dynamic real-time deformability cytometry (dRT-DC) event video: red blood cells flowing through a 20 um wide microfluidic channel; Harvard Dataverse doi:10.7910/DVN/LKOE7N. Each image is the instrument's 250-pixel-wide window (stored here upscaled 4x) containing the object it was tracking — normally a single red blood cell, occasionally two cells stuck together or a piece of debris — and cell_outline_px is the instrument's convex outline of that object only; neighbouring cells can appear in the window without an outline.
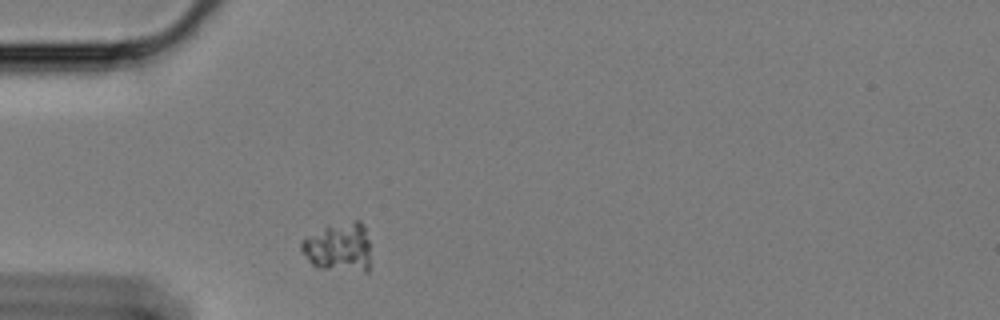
{"species": "Egyptian fruit bat (a non-hibernating species)", "species_latin": "Rousettus aegyptiacus", "temperature_condition": "cold", "stored_images_in_passage": 46, "camera_frame_rate_fps": 3000, "um_per_image_px": 0.085, "animal": {"sex": "female"}, "frame": {"image": 1, "passage_image": 3, "time_ms": 0.667, "image_size_px": [1000, 320], "cell_outline_px": [[368, 272], [364, 272], [320, 268], [312, 264], [308, 260], [300, 248], [300, 244], [304, 236], [324, 228], [356, 220], [360, 220], [364, 224], [368, 240]], "centroid_in_image_um": [28.76, 21.02], "position_along_channel_um": 56.2, "area_um2": 19.59}}
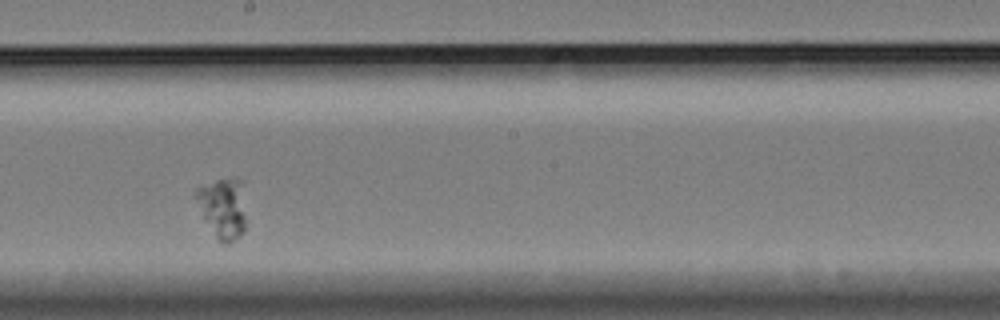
{"frame": {"image": 2, "passage_image": 20, "time_ms": 6.333, "image_size_px": [1000, 320], "cell_outline_px": [[244, 232], [236, 240], [224, 244], [220, 244], [216, 240], [204, 220], [192, 196], [196, 188], [216, 180], [244, 180]], "centroid_in_image_um": [18.91, 17.72], "position_along_channel_um": 229.3, "area_um2": 18.09}}
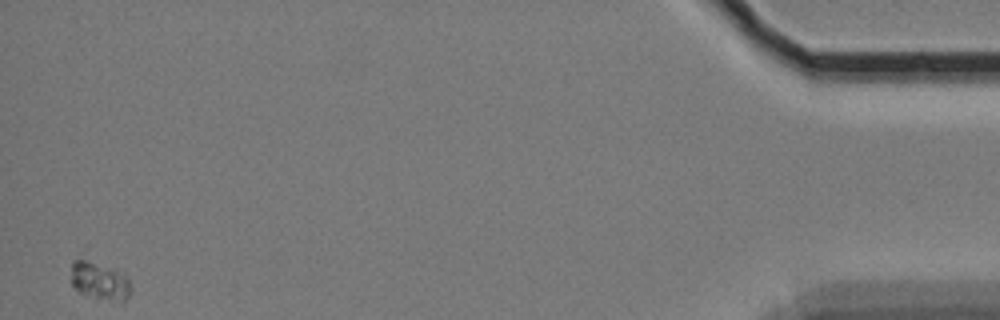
{"frame": {"image": 3, "passage_image": 46, "time_ms": 15.0, "image_size_px": [1000, 320], "cell_outline_px": [[132, 288], [128, 296], [120, 304], [96, 300], [80, 292], [72, 284], [72, 260], [84, 248], [88, 248], [124, 272], [128, 276]], "centroid_in_image_um": [8.46, 23.64], "position_along_channel_um": 426.7, "area_um2": 16.13}}